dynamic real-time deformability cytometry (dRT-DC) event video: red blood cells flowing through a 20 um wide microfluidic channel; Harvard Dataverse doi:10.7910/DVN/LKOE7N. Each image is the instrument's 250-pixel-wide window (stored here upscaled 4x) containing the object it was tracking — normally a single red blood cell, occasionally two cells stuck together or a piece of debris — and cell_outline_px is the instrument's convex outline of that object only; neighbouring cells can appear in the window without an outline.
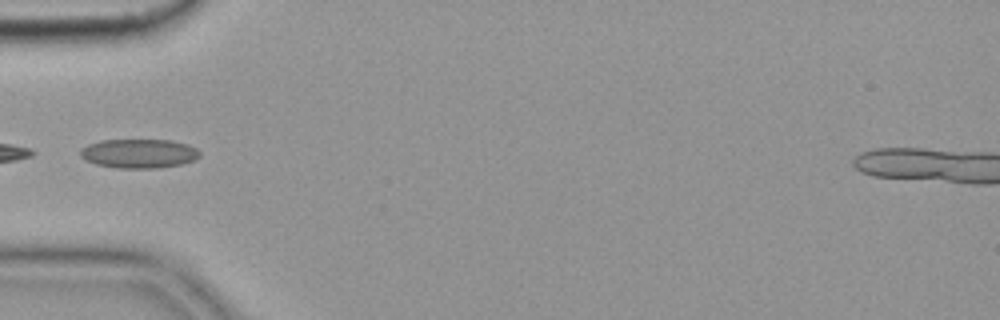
{"species": "common noctule bat (a hibernating species)", "species_latin": "Nyctalus noctula", "temperature_condition": "cold", "stored_images_in_passage": 36, "camera_frame_rate_fps": 3000, "um_per_image_px": 0.085, "animal": {"sex": "female", "body_mass_g": 19.9}, "frame": {"image": 1, "passage_image": 1, "time_ms": 0.0, "image_size_px": [1000, 320], "cell_outline_px": [[200, 156], [192, 160], [180, 164], [160, 168], [116, 168], [96, 164], [84, 160], [80, 156], [80, 148], [88, 144], [100, 140], [172, 140], [188, 144], [196, 148], [200, 152]], "centroid_in_image_um": [11.78, 13.04], "position_along_channel_um": 73.2, "area_um2": 20.4}}